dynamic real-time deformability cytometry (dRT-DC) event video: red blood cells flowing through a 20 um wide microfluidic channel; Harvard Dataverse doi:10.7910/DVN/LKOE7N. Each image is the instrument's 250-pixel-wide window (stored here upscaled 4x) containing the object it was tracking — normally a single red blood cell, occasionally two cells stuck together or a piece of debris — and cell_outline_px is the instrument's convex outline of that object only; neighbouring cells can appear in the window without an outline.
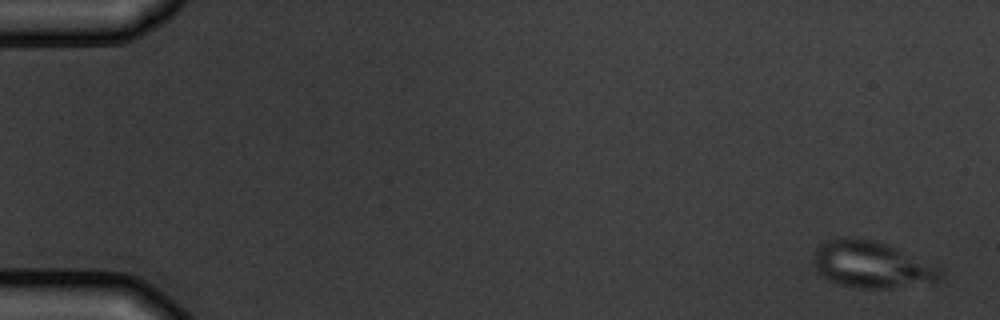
{"species": "common noctule bat (a hibernating species)", "species_latin": "Nyctalus noctula", "temperature_condition": "warm", "stored_images_in_passage": 8, "camera_frame_rate_fps": 3000, "um_per_image_px": 0.085, "animal": {"sex": "male", "body_mass_g": 19.5, "forearm_length_mm": 54.6}, "frame": {"image": 1, "passage_image": 1, "time_ms": 0.0, "image_size_px": [1000, 320], "cell_outline_px": [[944, 268], [940, 280], [888, 288], [856, 288], [840, 284], [828, 280], [816, 272], [812, 260], [816, 248], [820, 244], [828, 240], [848, 236], [872, 240], [888, 244]], "centroid_in_image_um": [74.07, 22.48], "position_along_channel_um": 10.9, "area_um2": 34.68}}
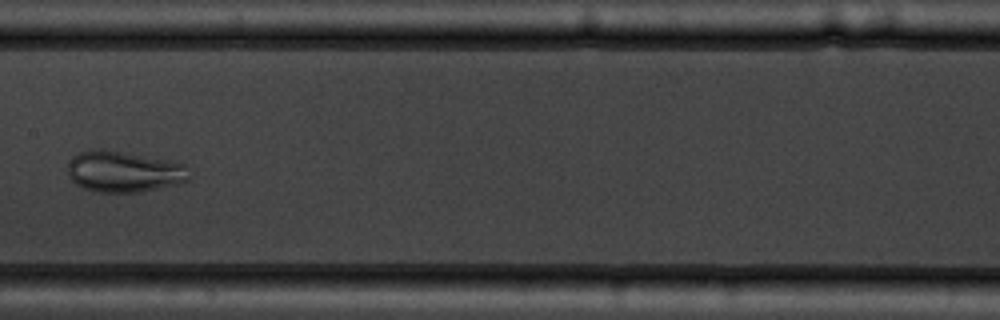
{"frame": {"image": 2, "passage_image": 8, "time_ms": 9.0, "image_size_px": [1000, 320], "cell_outline_px": [[188, 180], [176, 184], [140, 192], [96, 192], [84, 188], [76, 184], [68, 176], [68, 160], [72, 156], [80, 152], [92, 148], [104, 148], [168, 160], [184, 164], [188, 176]], "centroid_in_image_um": [10.45, 14.57], "position_along_channel_um": 196.9, "area_um2": 29.19}}